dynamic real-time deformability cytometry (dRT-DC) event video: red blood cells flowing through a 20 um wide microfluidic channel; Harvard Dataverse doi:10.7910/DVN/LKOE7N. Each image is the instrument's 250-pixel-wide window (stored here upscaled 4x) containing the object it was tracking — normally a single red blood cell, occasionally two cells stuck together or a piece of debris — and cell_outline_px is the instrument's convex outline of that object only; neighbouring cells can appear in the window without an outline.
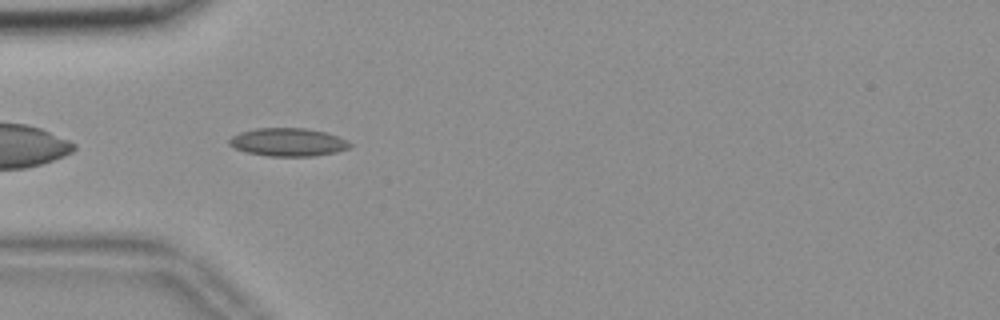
{"species": "common noctule bat (a hibernating species)", "species_latin": "Nyctalus noctula", "temperature_condition": "room temperature", "stored_images_in_passage": 31, "camera_frame_rate_fps": 3000, "um_per_image_px": 0.085, "animal": {"sex": "female", "body_mass_g": 18.4}, "frame": {"image": 1, "passage_image": 3, "time_ms": 0.667, "image_size_px": [1000, 320], "cell_outline_px": [[352, 144], [348, 148], [336, 152], [312, 156], [268, 156], [248, 152], [236, 148], [228, 144], [228, 140], [232, 136], [240, 132], [256, 128], [304, 128], [328, 132], [348, 140]], "centroid_in_image_um": [24.5, 12.07], "position_along_channel_um": 60.5, "area_um2": 19.77}}
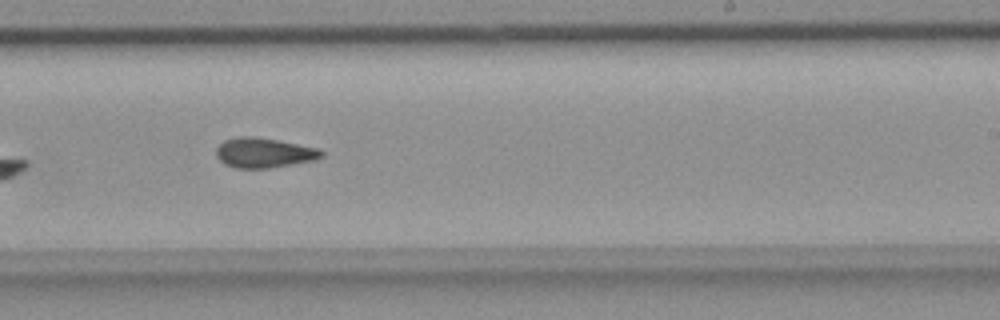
{"frame": {"image": 2, "passage_image": 20, "time_ms": 6.333, "image_size_px": [1000, 320], "cell_outline_px": [[324, 156], [316, 160], [268, 168], [236, 168], [224, 164], [216, 156], [216, 148], [224, 140], [236, 136], [252, 136], [276, 140], [320, 148], [324, 152]], "centroid_in_image_um": [22.44, 12.98], "position_along_channel_um": 266.6, "area_um2": 18.44}}
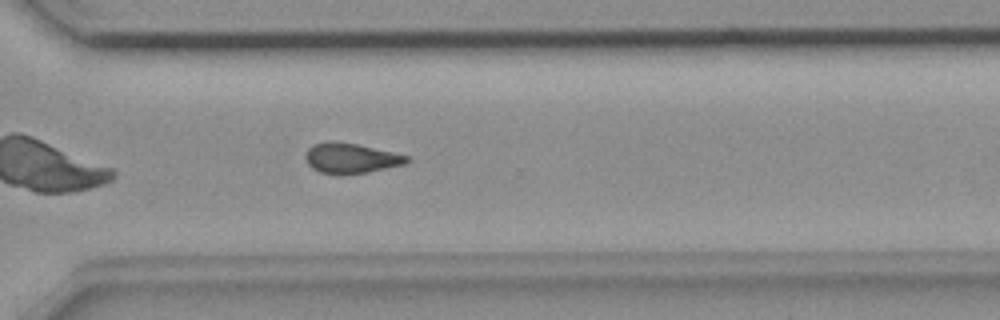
{"frame": {"image": 3, "passage_image": 26, "time_ms": 8.333, "image_size_px": [1000, 320], "cell_outline_px": [[412, 160], [404, 164], [368, 172], [340, 176], [320, 172], [312, 168], [308, 164], [304, 156], [308, 148], [312, 144], [328, 140], [336, 140], [356, 144], [392, 152], [408, 156]], "centroid_in_image_um": [29.77, 13.45], "position_along_channel_um": 340.8, "area_um2": 18.15}, "authors_computed_cell_mechanics": {"area_um2": 18.1492, "velocity_mm_per_s": 3.6925, "shape_relaxation_time_tau1_ms": null, "shape_relaxation_time_tau2_ms": 3.8665, "deformation_change_tau1": null, "deformation_change_tau2": 0.1031}}